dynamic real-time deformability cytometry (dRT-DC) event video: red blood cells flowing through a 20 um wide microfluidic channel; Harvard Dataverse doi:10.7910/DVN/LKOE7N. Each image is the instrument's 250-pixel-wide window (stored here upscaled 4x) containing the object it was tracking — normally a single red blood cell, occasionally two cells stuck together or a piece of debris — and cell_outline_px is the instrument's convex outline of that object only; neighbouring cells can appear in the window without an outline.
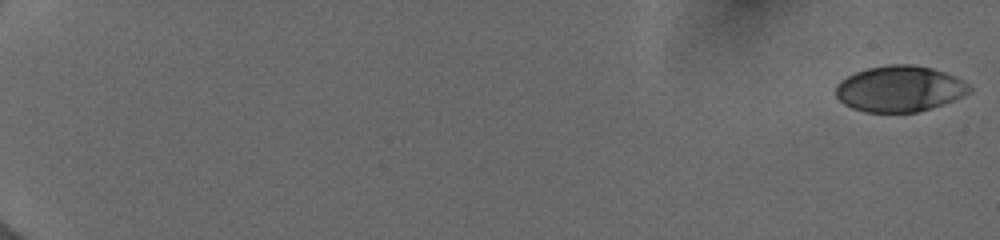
{"species": "human", "species_latin": "Homo sapiens", "temperature_condition": "cold", "stored_images_in_passage": 62, "camera_frame_rate_fps": 3000, "um_per_image_px": 0.085, "donor": {"sex": "female"}, "frame": {"image": 1, "passage_image": 1, "time_ms": 0.0, "image_size_px": [1000, 240], "cell_outline_px": [[972, 92], [964, 96], [944, 104], [932, 108], [916, 112], [864, 112], [852, 108], [844, 104], [836, 96], [836, 84], [840, 80], [856, 72], [868, 68], [888, 64], [912, 64], [932, 68], [956, 76], [964, 80], [972, 88]], "centroid_in_image_um": [76.5, 7.54], "position_along_channel_um": 8.5, "area_um2": 36.07}}
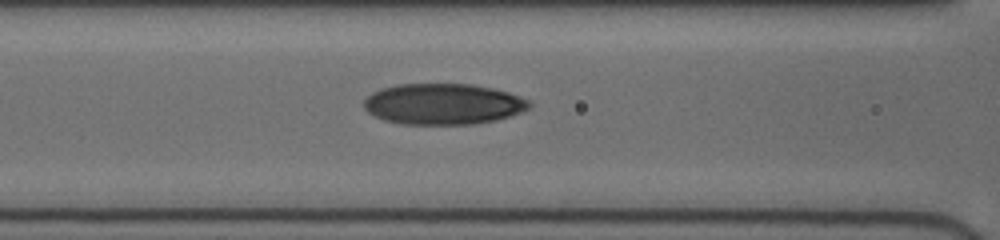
{"frame": {"image": 2, "passage_image": 37, "time_ms": 8.667, "image_size_px": [1000, 240], "cell_outline_px": [[532, 104], [528, 108], [520, 112], [496, 120], [472, 124], [400, 124], [384, 120], [368, 112], [364, 108], [364, 100], [372, 92], [380, 88], [396, 84], [472, 84], [492, 88], [508, 92], [520, 96], [528, 100]], "centroid_in_image_um": [37.64, 8.83], "position_along_channel_um": 129.0, "area_um2": 39.48}}
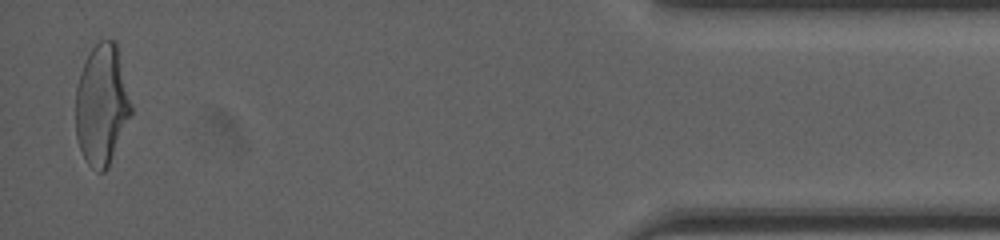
{"frame": {"image": 3, "passage_image": 62, "time_ms": 17.667, "image_size_px": [1000, 240], "cell_outline_px": [[132, 112], [108, 168], [104, 172], [100, 172], [88, 164], [84, 160], [76, 136], [76, 88], [80, 72], [92, 48], [100, 40], [116, 40], [132, 104]], "centroid_in_image_um": [8.66, 8.91], "position_along_channel_um": 426.5, "area_um2": 38.96}, "authors_computed_cell_mechanics": {"area_um2": 37.859, "velocity_mm_per_s": 3.9919, "shape_relaxation_time_tau1_ms": 7.3638, "shape_relaxation_time_tau2_ms": 1.7514, "deformation_change_tau1": 0.2143, "deformation_change_tau2": 0.0743}}